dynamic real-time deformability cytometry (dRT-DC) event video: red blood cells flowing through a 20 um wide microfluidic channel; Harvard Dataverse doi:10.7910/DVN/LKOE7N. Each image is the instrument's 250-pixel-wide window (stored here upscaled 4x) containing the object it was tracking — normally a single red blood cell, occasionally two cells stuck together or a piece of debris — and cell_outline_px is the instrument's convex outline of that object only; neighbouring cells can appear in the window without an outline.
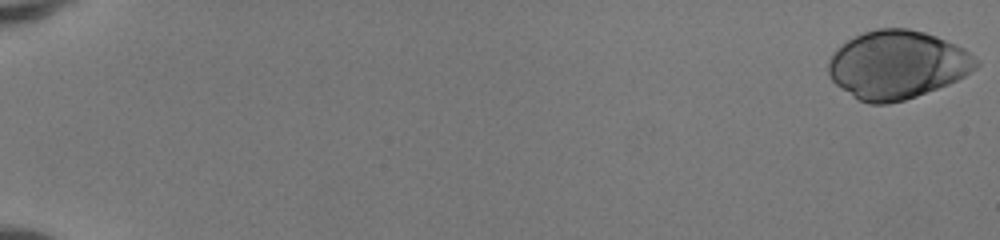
{"species": "human", "species_latin": "Homo sapiens", "temperature_condition": "room temperature", "stored_images_in_passage": 51, "camera_frame_rate_fps": 3000, "um_per_image_px": 0.085, "donor": {"sex": "female"}, "frame": {"image": 1, "passage_image": 1, "time_ms": 0.0, "image_size_px": [1000, 240], "cell_outline_px": [[980, 64], [976, 68], [964, 76], [948, 84], [916, 96], [904, 100], [888, 104], [868, 104], [860, 100], [836, 84], [832, 80], [828, 72], [828, 60], [832, 52], [848, 40], [864, 32], [876, 28], [908, 28], [924, 32], [936, 36], [956, 44], [964, 48], [980, 60]], "centroid_in_image_um": [76.28, 5.49], "position_along_channel_um": 8.7, "area_um2": 58.67}}
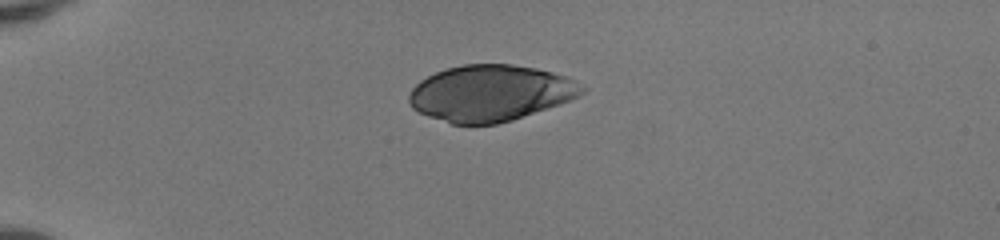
{"frame": {"image": 2, "passage_image": 15, "time_ms": 4.667, "image_size_px": [1000, 240], "cell_outline_px": [[588, 88], [584, 92], [568, 100], [512, 120], [496, 124], [452, 124], [428, 116], [412, 108], [408, 100], [408, 96], [412, 88], [420, 80], [436, 72], [448, 68], [464, 64], [512, 64], [536, 68], [568, 76], [576, 80]], "centroid_in_image_um": [41.68, 7.9], "position_along_channel_um": 43.3, "area_um2": 56.41}}